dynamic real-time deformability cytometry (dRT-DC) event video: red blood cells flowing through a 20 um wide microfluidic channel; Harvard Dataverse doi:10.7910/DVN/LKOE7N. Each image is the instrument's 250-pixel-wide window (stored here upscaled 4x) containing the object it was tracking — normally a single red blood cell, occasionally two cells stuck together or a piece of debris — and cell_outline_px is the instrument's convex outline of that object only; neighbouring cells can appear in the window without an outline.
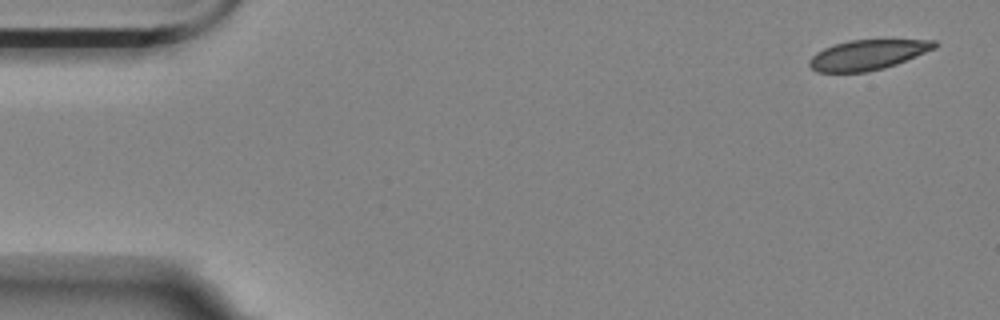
{"species": "Egyptian fruit bat (a non-hibernating species)", "species_latin": "Rousettus aegyptiacus", "temperature_condition": "room temperature", "stored_images_in_passage": 4, "camera_frame_rate_fps": 3000, "um_per_image_px": 0.085, "animal": {"sex": "female"}, "frame": {"image": 1, "passage_image": 1, "time_ms": 0.0, "image_size_px": [1000, 320], "cell_outline_px": [[940, 44], [936, 48], [896, 64], [884, 68], [864, 72], [816, 72], [808, 64], [808, 60], [816, 52], [824, 48], [848, 40], [936, 40]], "centroid_in_image_um": [73.75, 4.66], "position_along_channel_um": 11.2, "area_um2": 21.85}}
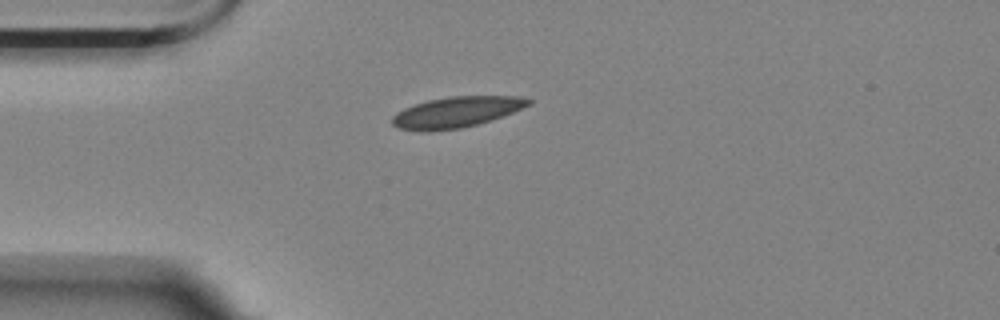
{"frame": {"image": 2, "passage_image": 4, "time_ms": 4.0, "image_size_px": [1000, 320], "cell_outline_px": [[532, 104], [492, 120], [460, 128], [428, 132], [424, 132], [400, 128], [392, 124], [392, 116], [396, 112], [404, 108], [428, 100], [448, 96], [520, 96], [532, 100]], "centroid_in_image_um": [38.79, 9.53], "position_along_channel_um": 46.2, "area_um2": 24.45}}